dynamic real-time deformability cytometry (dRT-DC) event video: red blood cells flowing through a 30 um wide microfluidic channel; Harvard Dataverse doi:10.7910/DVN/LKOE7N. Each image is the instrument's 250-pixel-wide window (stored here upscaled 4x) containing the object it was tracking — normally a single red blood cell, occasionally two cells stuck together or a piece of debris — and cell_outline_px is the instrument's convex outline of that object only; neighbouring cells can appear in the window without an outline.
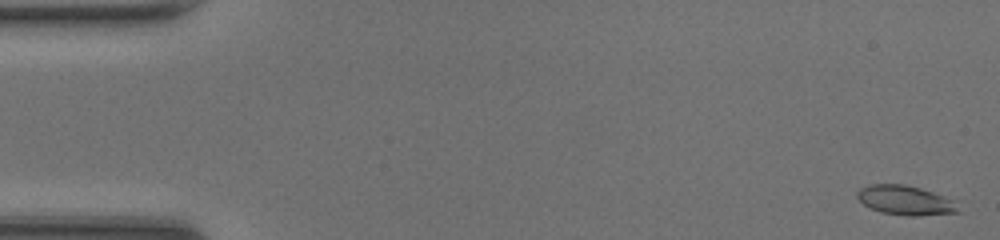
{"species": "common noctule bat (a hibernating species)", "species_latin": "Nyctalus noctula", "temperature_condition": "room temperature", "stored_images_in_passage": 48, "camera_frame_rate_fps": 3000, "um_per_image_px": 0.085, "animal": {"sex": "female", "body_mass_g": 20.0, "forearm_length_mm": 54.0}, "frame": {"image": 1, "passage_image": 1, "time_ms": 0.0, "image_size_px": [1000, 240], "cell_outline_px": [[960, 212], [920, 216], [908, 216], [880, 212], [864, 204], [856, 196], [856, 192], [860, 188], [868, 184], [904, 184], [920, 188], [944, 196], [952, 200]], "centroid_in_image_um": [76.92, 17.02], "position_along_channel_um": 8.1, "area_um2": 17.22}}
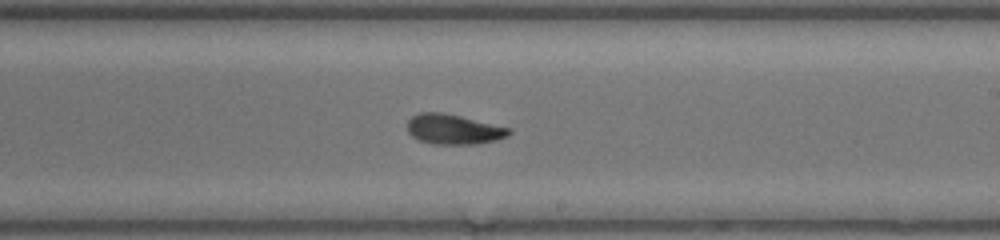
{"frame": {"image": 2, "passage_image": 28, "time_ms": 9.0, "image_size_px": [1000, 240], "cell_outline_px": [[512, 132], [508, 136], [496, 140], [476, 144], [432, 144], [420, 140], [412, 136], [408, 132], [408, 120], [412, 116], [420, 112], [444, 112], [512, 128]], "centroid_in_image_um": [38.58, 10.98], "position_along_channel_um": 250.4, "area_um2": 17.92}}
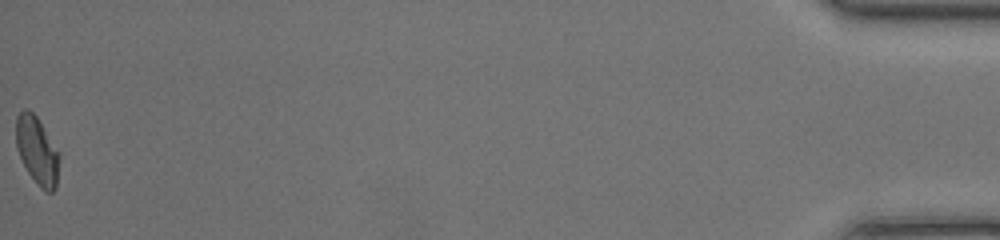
{"frame": {"image": 3, "passage_image": 48, "time_ms": 15.667, "image_size_px": [1000, 240], "cell_outline_px": [[60, 156], [56, 188], [52, 192], [44, 192], [40, 188], [28, 172], [16, 148], [16, 116], [24, 108], [28, 108], [36, 116], [60, 152]], "centroid_in_image_um": [3.17, 12.8], "position_along_channel_um": 432.0, "area_um2": 17.22}, "authors_computed_cell_mechanics": {"area_um2": 17.3978, "velocity_mm_per_s": 4.3157, "shape_relaxation_time_tau1_ms": 3.5561, "shape_relaxation_time_tau2_ms": 2.5987, "deformation_change_tau1": 0.1516, "deformation_change_tau2": 0.084}}